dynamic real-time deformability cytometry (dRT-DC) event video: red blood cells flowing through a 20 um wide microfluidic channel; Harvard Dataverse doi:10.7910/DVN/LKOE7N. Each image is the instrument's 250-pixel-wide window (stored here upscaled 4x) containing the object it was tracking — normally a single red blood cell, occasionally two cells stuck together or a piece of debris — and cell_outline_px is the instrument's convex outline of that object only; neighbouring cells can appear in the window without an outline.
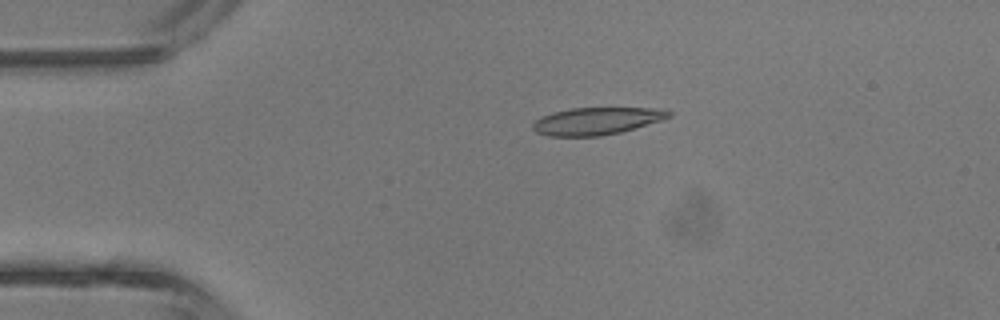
{"species": "common noctule bat (a hibernating species)", "species_latin": "Nyctalus noctula", "temperature_condition": "room temperature", "stored_images_in_passage": 35, "camera_frame_rate_fps": 3000, "um_per_image_px": 0.085, "animal": {"sex": "male", "body_mass_g": 13.3}, "frame": {"image": 1, "passage_image": 1, "time_ms": 0.0, "image_size_px": [1000, 320], "cell_outline_px": [[672, 116], [664, 120], [620, 132], [600, 136], [548, 136], [536, 132], [532, 128], [532, 124], [536, 120], [552, 112], [572, 108], [664, 108], [672, 112]], "centroid_in_image_um": [50.77, 10.28], "position_along_channel_um": 34.2, "area_um2": 21.73}}
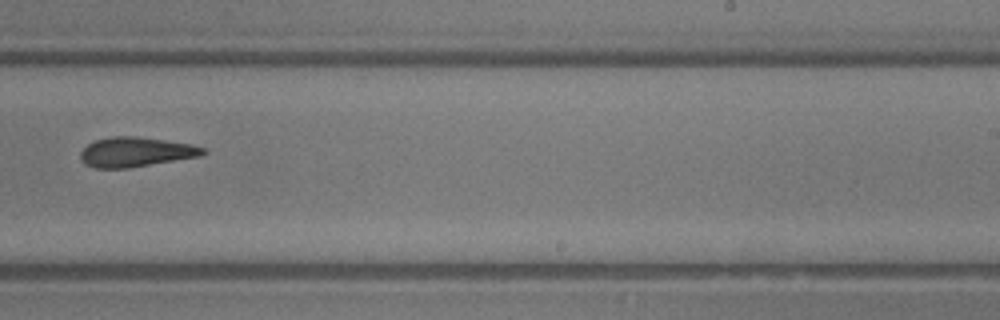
{"frame": {"image": 2, "passage_image": 19, "time_ms": 6.0, "image_size_px": [1000, 320], "cell_outline_px": [[208, 152], [200, 156], [128, 168], [96, 168], [84, 164], [80, 160], [80, 152], [88, 144], [96, 140], [112, 136], [136, 136], [192, 144], [204, 148]], "centroid_in_image_um": [11.53, 12.92], "position_along_channel_um": 277.5, "area_um2": 21.15}}
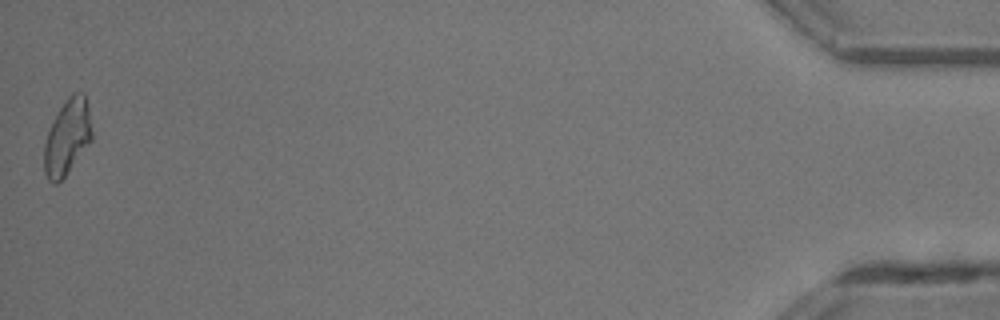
{"frame": {"image": 3, "passage_image": 35, "time_ms": 11.333, "image_size_px": [1000, 320], "cell_outline_px": [[92, 140], [64, 176], [56, 184], [52, 184], [48, 180], [44, 172], [44, 144], [48, 132], [60, 108], [68, 96], [72, 92], [84, 92], [88, 104], [92, 132]], "centroid_in_image_um": [5.72, 11.64], "position_along_channel_um": 429.5, "area_um2": 20.81}, "authors_computed_cell_mechanics": {"area_um2": 21.2704, "velocity_mm_per_s": 4.7455, "shape_relaxation_time_tau1_ms": null, "shape_relaxation_time_tau2_ms": 3.5903, "deformation_change_tau1": null, "deformation_change_tau2": 0.1118}}